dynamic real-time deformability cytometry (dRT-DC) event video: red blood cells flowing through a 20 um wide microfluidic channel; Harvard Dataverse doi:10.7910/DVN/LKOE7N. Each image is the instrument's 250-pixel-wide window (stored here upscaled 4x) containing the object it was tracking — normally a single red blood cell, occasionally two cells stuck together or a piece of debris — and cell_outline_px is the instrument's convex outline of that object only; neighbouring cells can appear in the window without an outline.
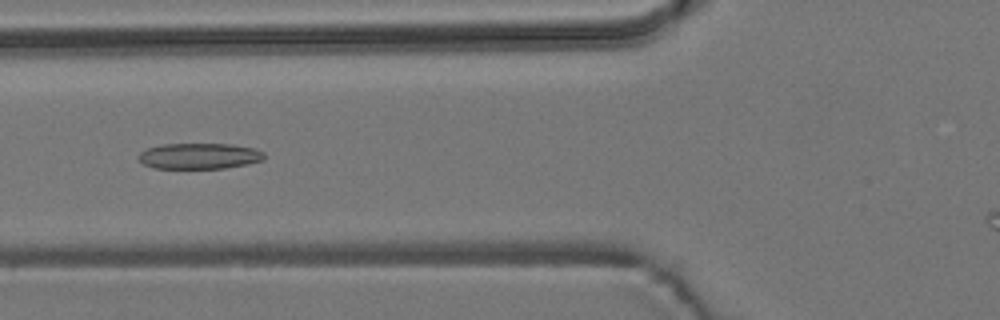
{"species": "common noctule bat (a hibernating species)", "species_latin": "Nyctalus noctula", "temperature_condition": "room temperature", "stored_images_in_passage": 38, "camera_frame_rate_fps": 3000, "um_per_image_px": 0.085, "animal": {"sex": "male", "body_mass_g": 19.2, "forearm_length_mm": 51.8}, "frame": {"image": 1, "passage_image": 17, "time_ms": 5.333, "image_size_px": [1000, 320], "cell_outline_px": [[264, 160], [224, 168], [156, 168], [144, 164], [136, 156], [140, 152], [148, 148], [160, 144], [232, 144], [256, 148], [264, 152]], "centroid_in_image_um": [16.94, 13.25], "position_along_channel_um": 108.9, "area_um2": 18.9}}
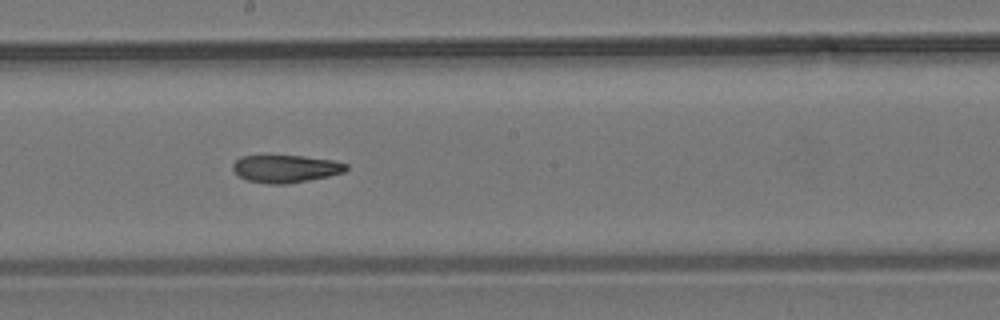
{"frame": {"image": 2, "passage_image": 26, "time_ms": 8.333, "image_size_px": [1000, 320], "cell_outline_px": [[348, 168], [344, 172], [328, 176], [288, 184], [268, 184], [248, 180], [240, 176], [232, 168], [232, 164], [240, 156], [304, 156], [332, 160], [348, 164]], "centroid_in_image_um": [24.29, 14.34], "position_along_channel_um": 223.9, "area_um2": 18.09}}
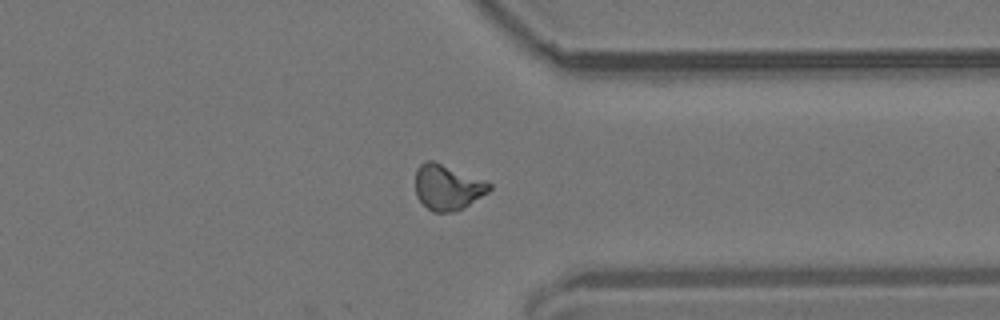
{"frame": {"image": 3, "passage_image": 38, "time_ms": 12.333, "image_size_px": [1000, 320], "cell_outline_px": [[492, 188], [488, 192], [464, 208], [452, 212], [432, 212], [416, 196], [416, 168], [420, 164], [428, 160], [432, 160], [484, 180], [492, 184]], "centroid_in_image_um": [38.04, 15.92], "position_along_channel_um": 373.4, "area_um2": 19.42}, "authors_computed_cell_mechanics": {"area_um2": 19.1896, "velocity_mm_per_s": 3.8223, "shape_relaxation_time_tau1_ms": null, "shape_relaxation_time_tau2_ms": 3.8745, "deformation_change_tau1": null, "deformation_change_tau2": 0.1111}}